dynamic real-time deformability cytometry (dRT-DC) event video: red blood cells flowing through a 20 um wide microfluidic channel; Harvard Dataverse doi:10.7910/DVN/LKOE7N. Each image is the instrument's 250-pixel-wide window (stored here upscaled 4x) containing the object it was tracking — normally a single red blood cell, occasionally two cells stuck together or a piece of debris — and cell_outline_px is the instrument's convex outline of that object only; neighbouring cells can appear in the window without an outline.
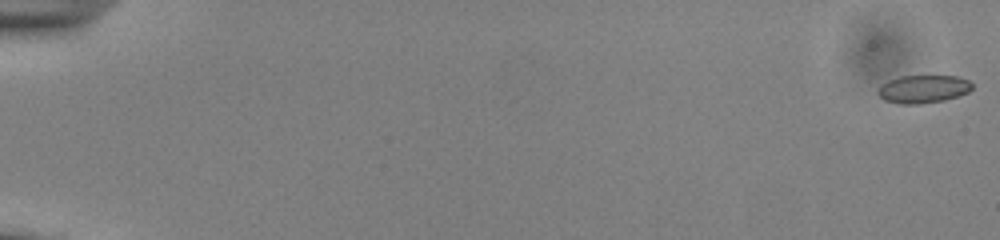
{"species": "common noctule bat (a hibernating species)", "species_latin": "Nyctalus noctula", "temperature_condition": "cold", "stored_images_in_passage": 12, "camera_frame_rate_fps": 3000, "um_per_image_px": 0.085, "animal": {"sex": "male", "body_mass_g": 13.0, "forearm_length_mm": 53.1}, "frame": {"image": 1, "passage_image": 1, "time_ms": 0.0, "image_size_px": [1000, 240], "cell_outline_px": [[972, 88], [968, 92], [944, 100], [920, 104], [900, 104], [884, 100], [876, 92], [876, 88], [880, 84], [888, 80], [900, 76], [956, 76], [968, 80], [972, 84]], "centroid_in_image_um": [78.41, 7.57], "position_along_channel_um": 6.6, "area_um2": 15.43}}